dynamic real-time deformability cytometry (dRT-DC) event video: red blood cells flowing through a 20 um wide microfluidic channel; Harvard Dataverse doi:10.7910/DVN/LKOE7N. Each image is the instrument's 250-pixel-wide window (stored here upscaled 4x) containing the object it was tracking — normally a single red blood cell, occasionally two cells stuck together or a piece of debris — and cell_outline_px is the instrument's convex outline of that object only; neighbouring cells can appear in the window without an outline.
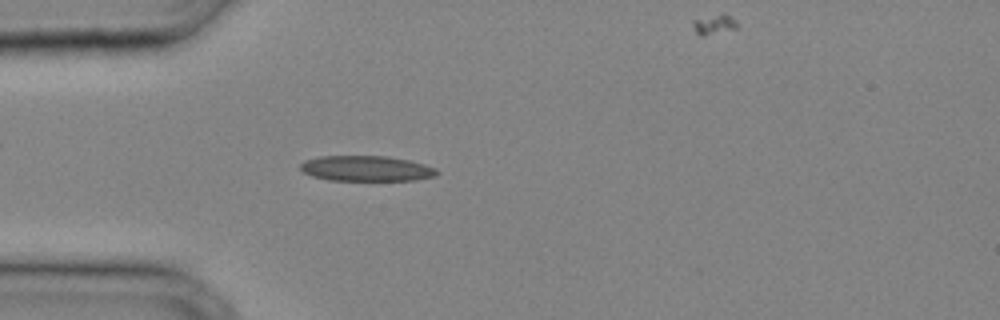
{"species": "common noctule bat (a hibernating species)", "species_latin": "Nyctalus noctula", "temperature_condition": "cold", "stored_images_in_passage": 24, "camera_frame_rate_fps": 3000, "um_per_image_px": 0.085, "animal": {"sex": "male", "body_mass_g": 20.4}, "frame": {"image": 1, "passage_image": 1, "time_ms": 0.0, "image_size_px": [1000, 320], "cell_outline_px": [[440, 172], [436, 176], [416, 180], [328, 180], [312, 176], [304, 172], [300, 168], [300, 164], [304, 160], [320, 156], [388, 156], [408, 160], [424, 164], [436, 168]], "centroid_in_image_um": [31.15, 14.32], "position_along_channel_um": 53.8, "area_um2": 20.29}}
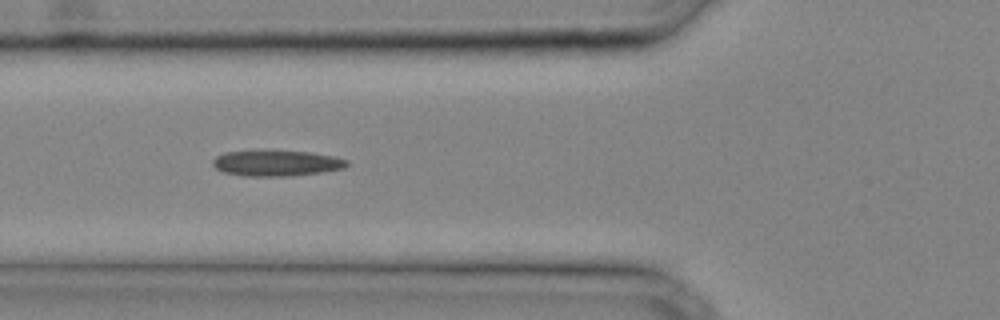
{"frame": {"image": 2, "passage_image": 4, "time_ms": 1.0, "image_size_px": [1000, 320], "cell_outline_px": [[348, 164], [344, 168], [324, 172], [288, 176], [244, 176], [224, 172], [216, 168], [212, 164], [212, 160], [216, 156], [224, 152], [308, 152], [332, 156], [348, 160]], "centroid_in_image_um": [23.51, 13.89], "position_along_channel_um": 102.3, "area_um2": 19.65}}
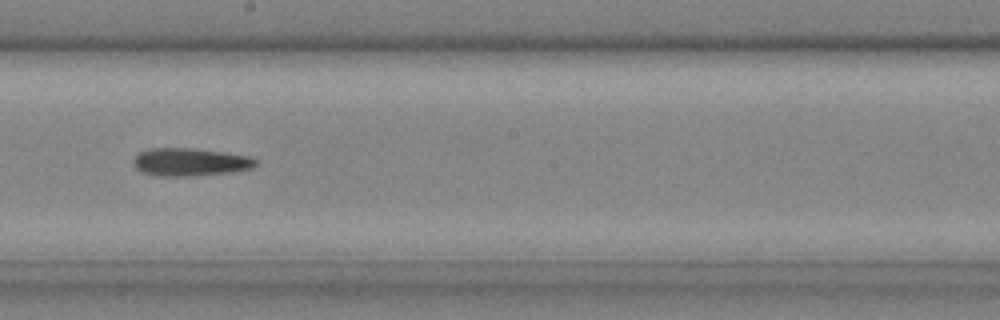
{"frame": {"image": 3, "passage_image": 11, "time_ms": 3.333, "image_size_px": [1000, 320], "cell_outline_px": [[260, 160], [252, 168], [236, 172], [196, 176], [156, 176], [140, 172], [132, 164], [132, 160], [140, 152], [148, 148], [192, 148], [224, 152], [252, 156]], "centroid_in_image_um": [16.19, 13.78], "position_along_channel_um": 232.0, "area_um2": 20.4}}